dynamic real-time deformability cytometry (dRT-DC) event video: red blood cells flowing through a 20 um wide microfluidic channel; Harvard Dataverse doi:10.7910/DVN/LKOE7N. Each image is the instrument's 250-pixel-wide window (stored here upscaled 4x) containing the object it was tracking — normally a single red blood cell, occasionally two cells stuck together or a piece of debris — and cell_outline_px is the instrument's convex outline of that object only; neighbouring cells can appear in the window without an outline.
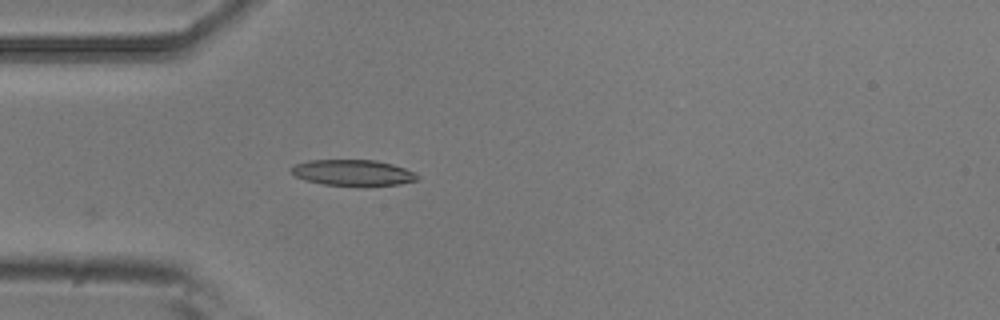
{"species": "common noctule bat (a hibernating species)", "species_latin": "Nyctalus noctula", "temperature_condition": "room temperature", "stored_images_in_passage": 4, "camera_frame_rate_fps": 3000, "um_per_image_px": 0.085, "animal": {"sex": "male", "body_mass_g": 20.5, "forearm_length_mm": 52.5}, "frame": {"image": 1, "passage_image": 4, "time_ms": 1.0, "image_size_px": [1000, 320], "cell_outline_px": [[420, 180], [400, 184], [364, 188], [324, 184], [304, 180], [296, 176], [288, 168], [296, 164], [308, 160], [376, 160], [392, 164], [416, 172], [420, 176]], "centroid_in_image_um": [30.06, 14.71], "position_along_channel_um": 54.9, "area_um2": 19.83}}